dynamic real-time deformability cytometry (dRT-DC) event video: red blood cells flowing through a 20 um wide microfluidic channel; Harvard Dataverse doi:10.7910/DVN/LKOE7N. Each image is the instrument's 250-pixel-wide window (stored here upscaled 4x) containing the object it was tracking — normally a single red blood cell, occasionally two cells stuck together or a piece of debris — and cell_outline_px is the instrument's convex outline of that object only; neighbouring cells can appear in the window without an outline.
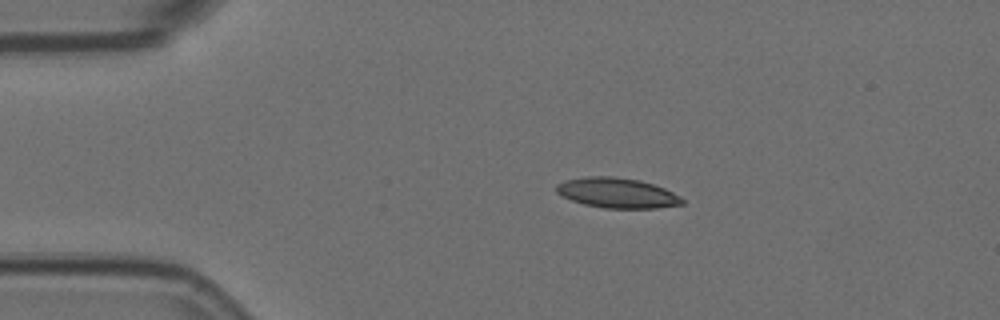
{"species": "Egyptian fruit bat (a non-hibernating species)", "species_latin": "Rousettus aegyptiacus", "temperature_condition": "room temperature", "stored_images_in_passage": 4, "camera_frame_rate_fps": 3000, "um_per_image_px": 0.085, "animal": {"sex": "female"}, "frame": {"image": 1, "passage_image": 3, "time_ms": 0.667, "image_size_px": [1000, 320], "cell_outline_px": [[684, 204], [656, 208], [604, 208], [584, 204], [572, 200], [556, 192], [556, 184], [564, 180], [588, 176], [612, 176], [640, 180], [664, 188], [680, 196], [684, 200]], "centroid_in_image_um": [52.46, 16.39], "position_along_channel_um": 32.5, "area_um2": 22.02}}